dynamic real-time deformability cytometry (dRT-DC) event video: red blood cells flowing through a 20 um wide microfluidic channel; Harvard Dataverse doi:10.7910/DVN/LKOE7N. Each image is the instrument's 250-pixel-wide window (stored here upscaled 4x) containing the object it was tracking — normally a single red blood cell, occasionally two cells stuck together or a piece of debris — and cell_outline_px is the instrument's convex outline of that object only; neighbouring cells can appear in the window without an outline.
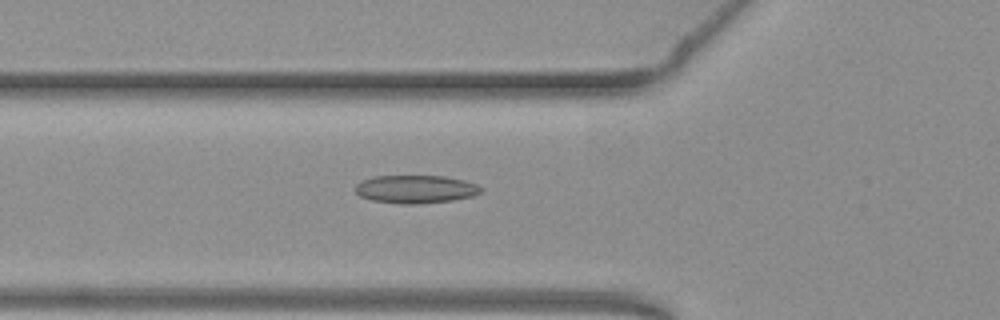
{"species": "common noctule bat (a hibernating species)", "species_latin": "Nyctalus noctula", "temperature_condition": "warm", "stored_images_in_passage": 40, "camera_frame_rate_fps": 3000, "um_per_image_px": 0.085, "animal": {"sex": "female", "body_mass_g": 19.3, "forearm_length_mm": 54.1}, "frame": {"image": 1, "passage_image": 7, "time_ms": 2.0, "image_size_px": [1000, 320], "cell_outline_px": [[484, 188], [480, 192], [472, 196], [452, 200], [416, 204], [400, 204], [372, 200], [360, 196], [356, 192], [356, 184], [364, 180], [376, 176], [444, 176], [464, 180], [476, 184]], "centroid_in_image_um": [35.34, 16.08], "position_along_channel_um": 90.5, "area_um2": 20.4}}
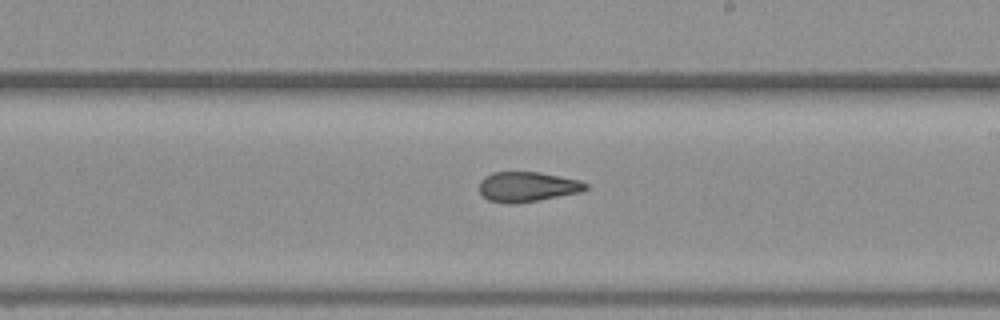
{"frame": {"image": 2, "passage_image": 19, "time_ms": 6.0, "image_size_px": [1000, 320], "cell_outline_px": [[588, 188], [580, 192], [536, 200], [512, 204], [508, 204], [488, 200], [480, 192], [480, 180], [484, 176], [492, 172], [540, 172], [580, 180], [588, 184]], "centroid_in_image_um": [44.81, 15.86], "position_along_channel_um": 244.2, "area_um2": 18.5}}
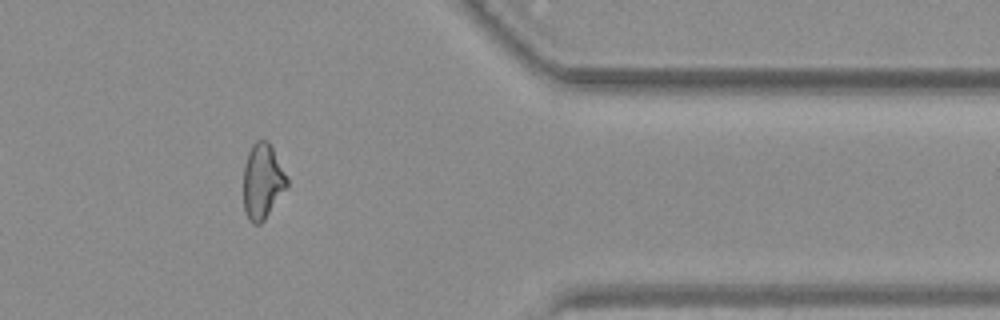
{"frame": {"image": 3, "passage_image": 32, "time_ms": 10.333, "image_size_px": [1000, 320], "cell_outline_px": [[288, 188], [264, 220], [260, 224], [252, 224], [248, 220], [244, 208], [244, 168], [248, 152], [252, 144], [256, 140], [268, 140], [288, 180]], "centroid_in_image_um": [22.31, 15.44], "position_along_channel_um": 389.1, "area_um2": 19.07}}